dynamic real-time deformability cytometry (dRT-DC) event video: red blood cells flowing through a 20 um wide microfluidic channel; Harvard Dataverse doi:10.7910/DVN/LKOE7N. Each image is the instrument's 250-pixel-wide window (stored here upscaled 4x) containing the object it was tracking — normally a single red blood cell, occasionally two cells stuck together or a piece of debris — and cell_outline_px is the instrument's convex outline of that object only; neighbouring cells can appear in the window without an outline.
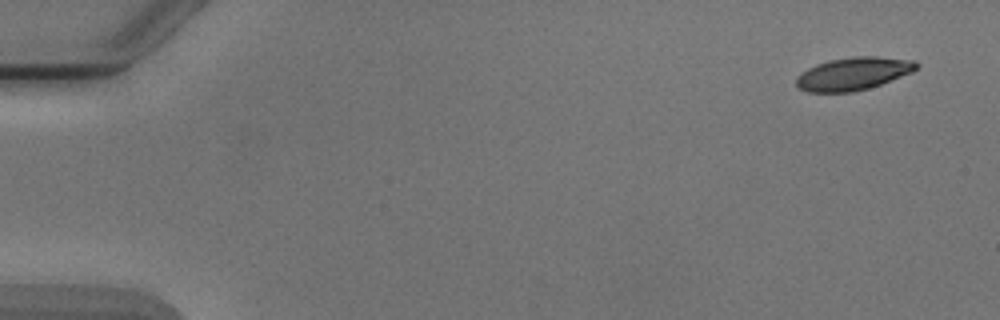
{"species": "Egyptian fruit bat (a non-hibernating species)", "species_latin": "Rousettus aegyptiacus", "temperature_condition": "cold", "stored_images_in_passage": 8, "camera_frame_rate_fps": 3000, "um_per_image_px": 0.085, "animal": {"sex": "male"}, "frame": {"image": 1, "passage_image": 1, "time_ms": 0.0, "image_size_px": [1000, 320], "cell_outline_px": [[920, 64], [912, 72], [880, 84], [868, 88], [852, 92], [808, 92], [796, 88], [796, 76], [800, 72], [816, 64], [828, 60], [852, 56], [876, 56], [916, 60]], "centroid_in_image_um": [72.5, 6.25], "position_along_channel_um": 12.5, "area_um2": 23.18}}
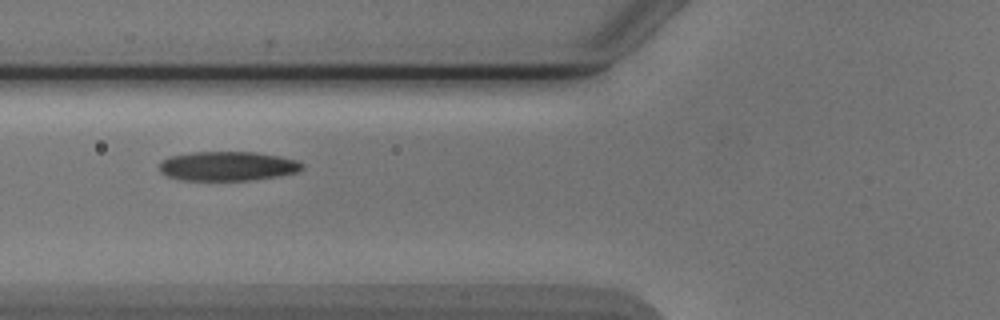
{"frame": {"image": 2, "passage_image": 6, "time_ms": 6.0, "image_size_px": [1000, 320], "cell_outline_px": [[304, 168], [296, 172], [276, 176], [252, 180], [180, 180], [168, 176], [160, 172], [160, 160], [168, 156], [192, 152], [256, 152], [280, 156], [300, 160], [304, 164]], "centroid_in_image_um": [19.35, 14.11], "position_along_channel_um": 106.5, "area_um2": 24.62}}
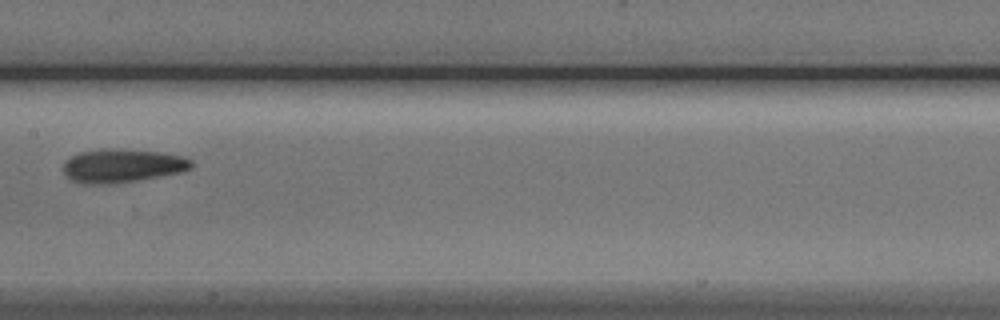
{"frame": {"image": 3, "passage_image": 8, "time_ms": 8.333, "image_size_px": [1000, 320], "cell_outline_px": [[192, 168], [180, 172], [116, 184], [80, 184], [64, 176], [64, 160], [80, 152], [108, 148], [164, 152], [180, 156], [192, 160]], "centroid_in_image_um": [10.35, 14.09], "position_along_channel_um": 197.0, "area_um2": 25.14}}